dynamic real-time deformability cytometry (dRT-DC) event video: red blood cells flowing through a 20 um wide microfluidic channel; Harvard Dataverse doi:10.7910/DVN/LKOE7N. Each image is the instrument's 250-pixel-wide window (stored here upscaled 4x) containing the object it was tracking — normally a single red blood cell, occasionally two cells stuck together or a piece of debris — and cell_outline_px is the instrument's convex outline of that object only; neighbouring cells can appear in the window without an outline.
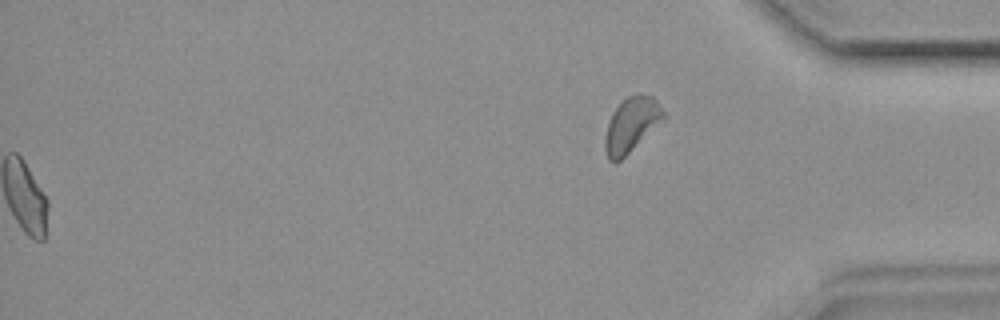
{"species": "common noctule bat (a hibernating species)", "species_latin": "Nyctalus noctula", "temperature_condition": "room temperature", "stored_images_in_passage": 47, "segment_of_instrument_passage": [2, 2], "camera_frame_rate_fps": 3000, "um_per_image_px": 0.085, "animal": {"sex": "female", "body_mass_g": 19.9}, "frame": {"image": 1, "passage_image": 47, "time_ms": 15.333, "image_size_px": [1000, 320], "cell_outline_px": [[668, 116], [616, 164], [608, 160], [604, 148], [604, 140], [608, 120], [612, 112], [628, 96], [636, 92], [640, 92], [652, 96], [656, 100]], "centroid_in_image_um": [53.67, 10.59], "position_along_channel_um": 381.5, "area_um2": 18.84}}